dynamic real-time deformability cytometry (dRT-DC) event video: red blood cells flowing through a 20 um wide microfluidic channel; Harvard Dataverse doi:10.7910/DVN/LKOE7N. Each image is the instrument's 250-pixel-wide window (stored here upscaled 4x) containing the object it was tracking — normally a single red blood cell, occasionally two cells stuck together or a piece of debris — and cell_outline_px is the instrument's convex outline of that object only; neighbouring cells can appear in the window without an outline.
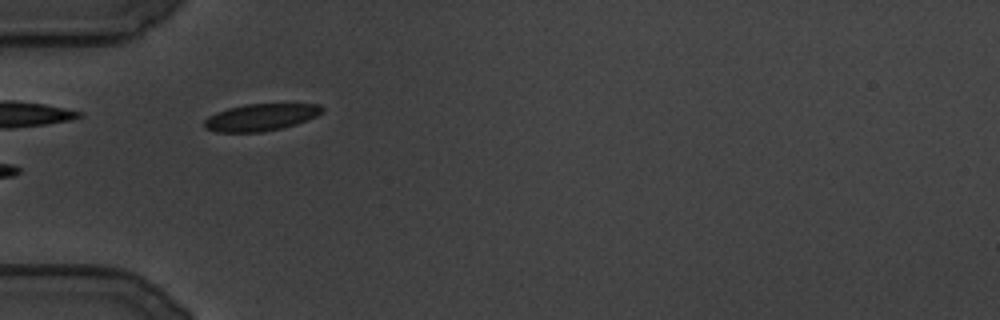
{"species": "common noctule bat (a hibernating species)", "species_latin": "Nyctalus noctula", "temperature_condition": "cold", "stored_images_in_passage": 25, "camera_frame_rate_fps": 3000, "um_per_image_px": 0.085, "animal": {"sex": "male", "body_mass_g": 19.5, "forearm_length_mm": 54.6}, "frame": {"image": 1, "passage_image": 1, "time_ms": 0.0, "image_size_px": [1000, 320], "cell_outline_px": [[324, 108], [316, 116], [296, 124], [264, 132], [216, 132], [204, 128], [204, 120], [208, 116], [216, 112], [228, 108], [244, 104], [320, 104]], "centroid_in_image_um": [22.12, 9.97], "position_along_channel_um": 62.9, "area_um2": 18.5}}